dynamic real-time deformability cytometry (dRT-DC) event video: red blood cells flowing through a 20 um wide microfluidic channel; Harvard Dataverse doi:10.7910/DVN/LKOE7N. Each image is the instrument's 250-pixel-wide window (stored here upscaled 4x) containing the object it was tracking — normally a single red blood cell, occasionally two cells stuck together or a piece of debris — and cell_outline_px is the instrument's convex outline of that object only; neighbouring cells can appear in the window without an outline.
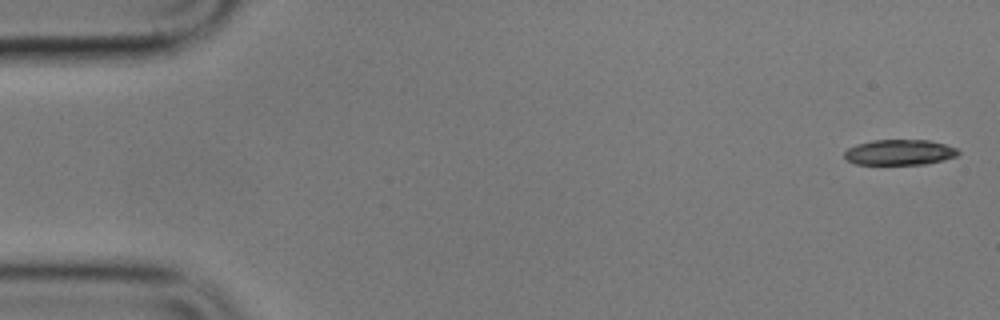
{"species": "common noctule bat (a hibernating species)", "species_latin": "Nyctalus noctula", "temperature_condition": "cold", "stored_images_in_passage": 5, "camera_frame_rate_fps": 3000, "um_per_image_px": 0.085, "animal": {"sex": "male", "body_mass_g": 17.9}, "frame": {"image": 1, "passage_image": 1, "time_ms": 0.0, "image_size_px": [1000, 320], "cell_outline_px": [[960, 152], [956, 156], [924, 164], [856, 164], [848, 160], [844, 156], [844, 152], [848, 148], [856, 144], [872, 140], [928, 140], [944, 144], [956, 148]], "centroid_in_image_um": [76.43, 12.94], "position_along_channel_um": 8.6, "area_um2": 16.7}}